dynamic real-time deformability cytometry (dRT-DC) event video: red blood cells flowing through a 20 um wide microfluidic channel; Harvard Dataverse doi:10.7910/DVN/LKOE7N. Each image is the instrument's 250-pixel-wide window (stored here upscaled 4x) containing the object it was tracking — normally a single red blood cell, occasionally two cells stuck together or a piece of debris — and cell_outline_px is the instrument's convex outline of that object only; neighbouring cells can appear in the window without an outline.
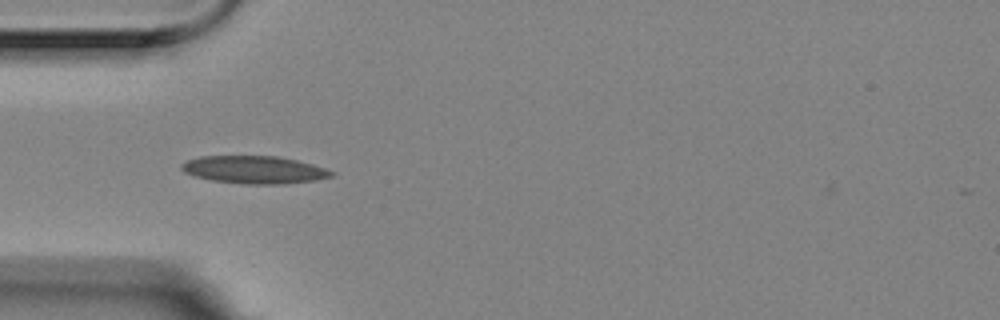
{"species": "Egyptian fruit bat (a non-hibernating species)", "species_latin": "Rousettus aegyptiacus", "temperature_condition": "room temperature", "stored_images_in_passage": 2, "camera_frame_rate_fps": 3000, "um_per_image_px": 0.085, "animal": {"sex": "female"}, "frame": {"image": 1, "passage_image": 1, "time_ms": 0.0, "image_size_px": [1000, 320], "cell_outline_px": [[336, 172], [332, 176], [316, 180], [280, 184], [244, 184], [212, 180], [196, 176], [184, 172], [180, 168], [180, 164], [188, 160], [200, 156], [280, 156], [312, 164]], "centroid_in_image_um": [21.61, 14.42], "position_along_channel_um": 63.4, "area_um2": 24.1}}
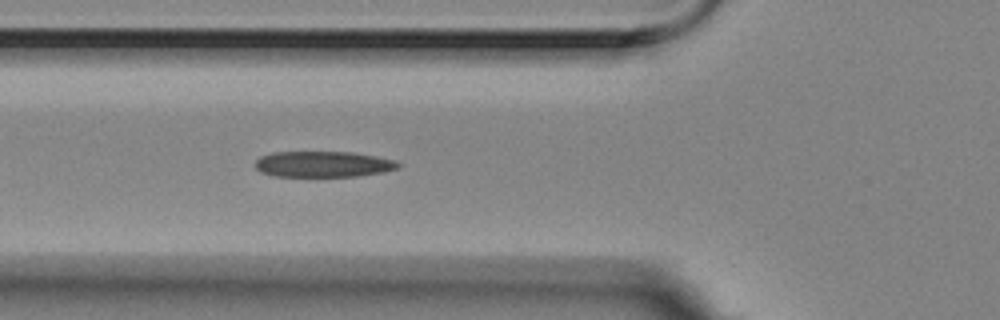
{"frame": {"image": 2, "passage_image": 2, "time_ms": 0.333, "image_size_px": [1000, 320], "cell_outline_px": [[400, 168], [384, 172], [356, 176], [276, 176], [260, 172], [256, 168], [256, 160], [260, 156], [272, 152], [352, 152], [376, 156], [396, 160], [400, 164]], "centroid_in_image_um": [27.49, 13.95], "position_along_channel_um": 98.3, "area_um2": 21.62}}